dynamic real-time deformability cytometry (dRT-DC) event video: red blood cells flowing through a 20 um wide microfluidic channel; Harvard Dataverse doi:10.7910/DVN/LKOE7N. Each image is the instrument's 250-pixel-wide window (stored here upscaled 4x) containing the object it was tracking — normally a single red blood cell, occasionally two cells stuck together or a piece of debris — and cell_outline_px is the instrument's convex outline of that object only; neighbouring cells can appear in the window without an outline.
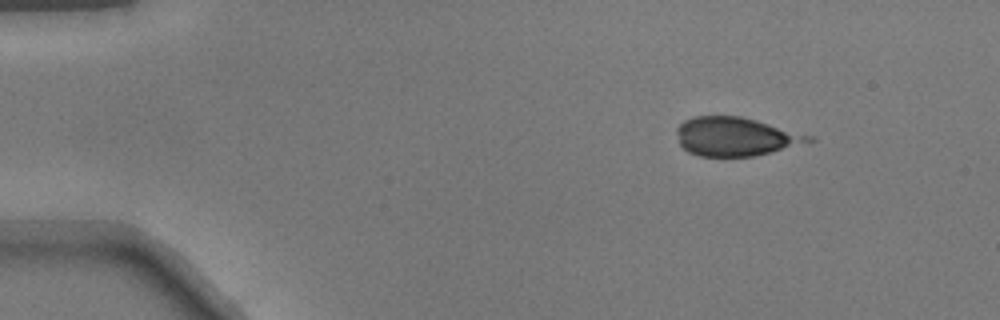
{"species": "common noctule bat (a hibernating species)", "species_latin": "Nyctalus noctula", "temperature_condition": "warm", "stored_images_in_passage": 6, "camera_frame_rate_fps": 3000, "um_per_image_px": 0.085, "animal": {"sex": "male", "body_mass_g": 17.9}, "frame": {"image": 1, "passage_image": 1, "time_ms": 0.0, "image_size_px": [1000, 320], "cell_outline_px": [[816, 140], [772, 152], [752, 156], [700, 156], [688, 152], [680, 144], [676, 132], [676, 128], [684, 120], [692, 116], [740, 116], [756, 120], [816, 136]], "centroid_in_image_um": [62.54, 11.6], "position_along_channel_um": 22.5, "area_um2": 29.82}}